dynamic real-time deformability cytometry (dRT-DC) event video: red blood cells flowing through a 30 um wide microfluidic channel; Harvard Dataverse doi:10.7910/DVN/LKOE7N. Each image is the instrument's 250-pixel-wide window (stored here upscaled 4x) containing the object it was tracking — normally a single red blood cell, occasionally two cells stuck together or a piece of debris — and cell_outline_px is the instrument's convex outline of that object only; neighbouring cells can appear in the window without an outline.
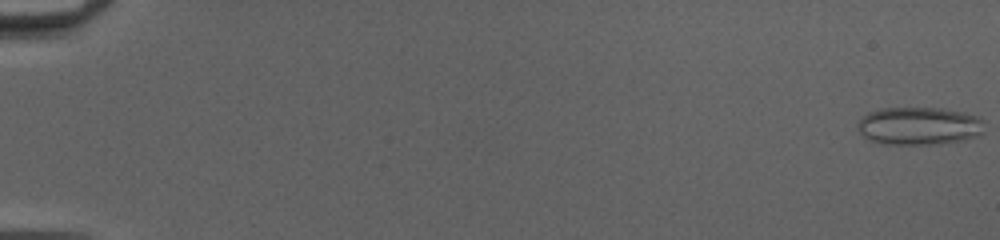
{"species": "common noctule bat (a hibernating species)", "species_latin": "Nyctalus noctula", "temperature_condition": "cold", "stored_images_in_passage": 52, "camera_frame_rate_fps": 3000, "um_per_image_px": 0.085, "animal": {"sex": "female", "body_mass_g": 20.0, "forearm_length_mm": 54.0}, "frame": {"image": 1, "passage_image": 1, "time_ms": 0.0, "image_size_px": [1000, 240], "cell_outline_px": [[984, 132], [976, 136], [956, 140], [928, 144], [892, 144], [872, 140], [864, 136], [856, 128], [856, 124], [868, 112], [880, 108], [940, 108], [964, 112], [976, 116], [980, 120]], "centroid_in_image_um": [78.07, 10.68], "position_along_channel_um": 6.9, "area_um2": 27.4}}
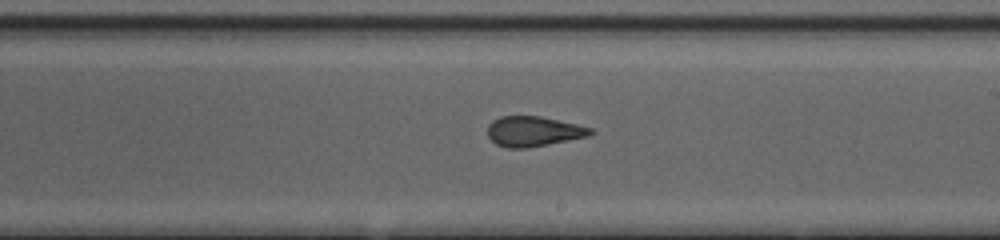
{"frame": {"image": 2, "passage_image": 32, "time_ms": 10.333, "image_size_px": [1000, 240], "cell_outline_px": [[596, 132], [588, 136], [528, 148], [508, 148], [496, 144], [488, 136], [488, 124], [492, 120], [500, 116], [540, 116], [576, 124], [592, 128]], "centroid_in_image_um": [45.33, 11.16], "position_along_channel_um": 243.7, "area_um2": 18.03}}
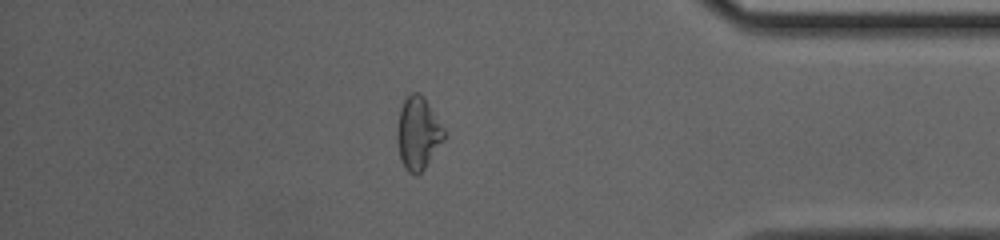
{"frame": {"image": 3, "passage_image": 45, "time_ms": 14.667, "image_size_px": [1000, 240], "cell_outline_px": [[444, 140], [424, 168], [416, 176], [408, 172], [404, 168], [400, 160], [396, 140], [396, 132], [400, 108], [404, 100], [412, 92], [420, 92], [424, 96], [444, 128]], "centroid_in_image_um": [35.51, 11.32], "position_along_channel_um": 399.7, "area_um2": 20.0}}